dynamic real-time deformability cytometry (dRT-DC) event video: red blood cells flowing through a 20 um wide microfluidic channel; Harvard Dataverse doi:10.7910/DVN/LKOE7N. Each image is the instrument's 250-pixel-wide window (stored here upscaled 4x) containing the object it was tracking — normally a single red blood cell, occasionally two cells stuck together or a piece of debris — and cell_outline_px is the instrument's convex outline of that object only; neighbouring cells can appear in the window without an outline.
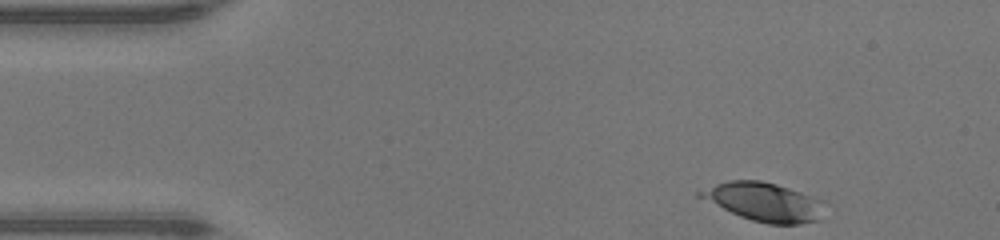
{"species": "human", "species_latin": "Homo sapiens", "temperature_condition": "warm", "stored_images_in_passage": 43, "camera_frame_rate_fps": 3000, "um_per_image_px": 0.085, "donor": {"sex": "male"}, "frame": {"image": 1, "passage_image": 1, "time_ms": 0.0, "image_size_px": [1000, 240], "cell_outline_px": [[828, 200], [820, 220], [800, 224], [768, 224], [752, 220], [740, 216], [696, 196], [696, 192], [716, 184], [728, 180], [760, 180], [776, 184]], "centroid_in_image_um": [65.02, 17.16], "position_along_channel_um": 20.0, "area_um2": 28.32}}
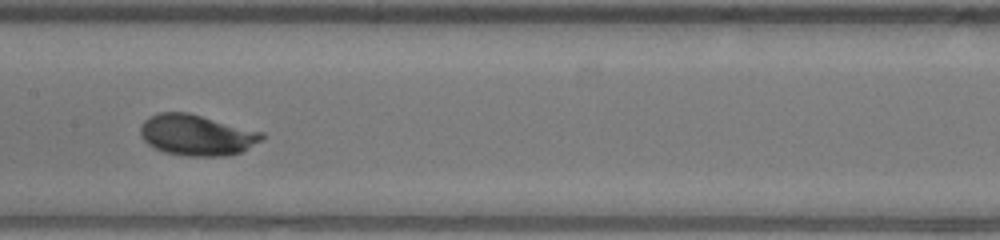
{"frame": {"image": 2, "passage_image": 19, "time_ms": 6.0, "image_size_px": [1000, 240], "cell_outline_px": [[264, 136], [260, 140], [248, 148], [240, 152], [228, 156], [184, 156], [164, 152], [148, 144], [140, 136], [140, 124], [148, 116], [160, 112], [188, 112], [264, 132]], "centroid_in_image_um": [16.69, 11.47], "position_along_channel_um": 190.7, "area_um2": 29.07}}
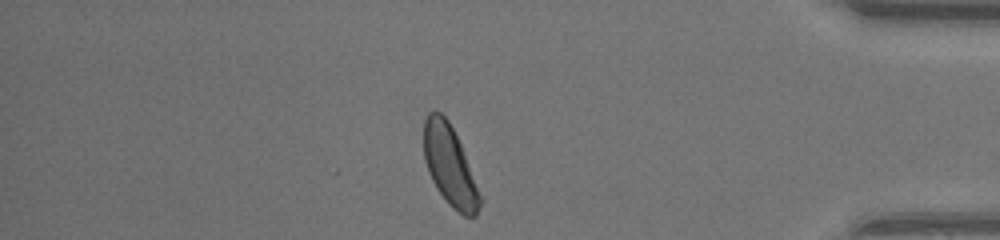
{"frame": {"image": 3, "passage_image": 36, "time_ms": 11.667, "image_size_px": [1000, 240], "cell_outline_px": [[484, 200], [476, 216], [464, 216], [452, 208], [448, 204], [436, 188], [428, 172], [424, 160], [424, 120], [428, 112], [440, 112], [448, 120], [460, 144]], "centroid_in_image_um": [38.25, 14.14], "position_along_channel_um": 397.0, "area_um2": 26.24}, "authors_computed_cell_mechanics": {"area_um2": 27.3972, "velocity_mm_per_s": 4.327, "shape_relaxation_time_tau1_ms": 2.1429, "shape_relaxation_time_tau2_ms": null, "deformation_change_tau1": 0.1524, "deformation_change_tau2": null}}